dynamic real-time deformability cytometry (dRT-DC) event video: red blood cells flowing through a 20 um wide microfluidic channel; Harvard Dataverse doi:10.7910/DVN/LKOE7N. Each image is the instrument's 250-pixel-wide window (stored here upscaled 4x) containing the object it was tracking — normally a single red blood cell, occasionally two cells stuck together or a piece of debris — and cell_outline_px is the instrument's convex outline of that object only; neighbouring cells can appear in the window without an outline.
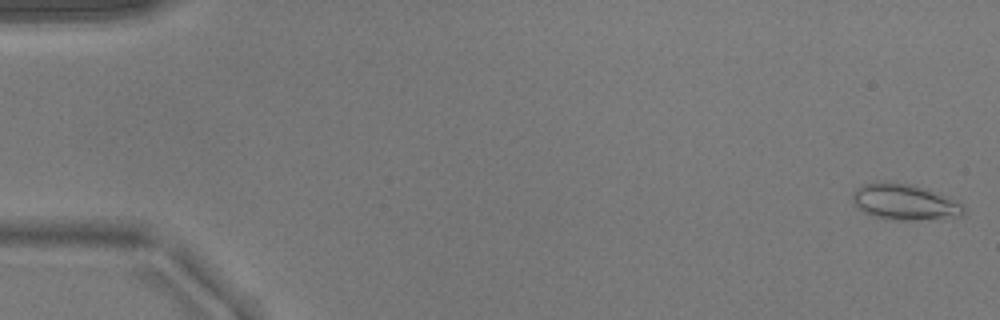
{"species": "common noctule bat (a hibernating species)", "species_latin": "Nyctalus noctula", "temperature_condition": "warm", "stored_images_in_passage": 52, "camera_frame_rate_fps": 3000, "um_per_image_px": 0.085, "animal": {"sex": "male", "body_mass_g": 17.9}, "frame": {"image": 1, "passage_image": 1, "time_ms": 0.0, "image_size_px": [1000, 320], "cell_outline_px": [[964, 216], [908, 220], [896, 220], [872, 216], [856, 208], [852, 200], [852, 192], [860, 184], [912, 184], [928, 188], [948, 196], [964, 204]], "centroid_in_image_um": [76.92, 17.19], "position_along_channel_um": 8.1, "area_um2": 23.12}}
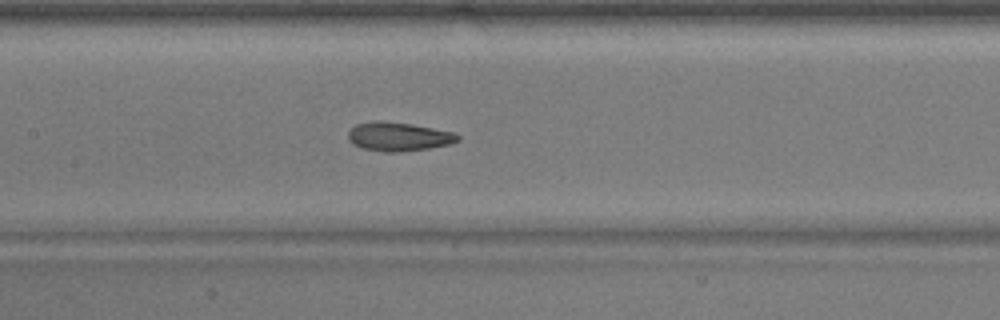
{"frame": {"image": 2, "passage_image": 25, "time_ms": 8.0, "image_size_px": [1000, 320], "cell_outline_px": [[460, 140], [448, 144], [428, 148], [400, 152], [384, 152], [364, 148], [352, 144], [348, 140], [348, 132], [356, 124], [376, 120], [412, 124], [456, 132], [460, 136]], "centroid_in_image_um": [33.88, 11.61], "position_along_channel_um": 173.5, "area_um2": 18.44}}
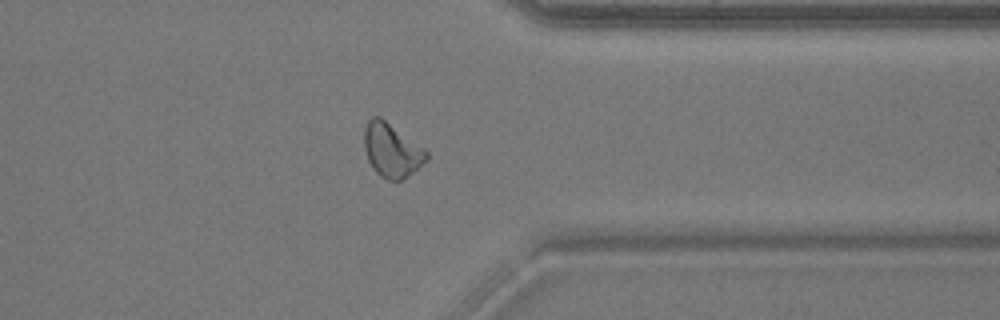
{"frame": {"image": 3, "passage_image": 41, "time_ms": 13.333, "image_size_px": [1000, 320], "cell_outline_px": [[428, 160], [412, 172], [400, 180], [388, 180], [380, 176], [372, 168], [368, 160], [364, 148], [364, 128], [368, 120], [372, 116], [380, 116], [424, 148], [428, 152]], "centroid_in_image_um": [33.28, 12.75], "position_along_channel_um": 378.1, "area_um2": 19.48}}